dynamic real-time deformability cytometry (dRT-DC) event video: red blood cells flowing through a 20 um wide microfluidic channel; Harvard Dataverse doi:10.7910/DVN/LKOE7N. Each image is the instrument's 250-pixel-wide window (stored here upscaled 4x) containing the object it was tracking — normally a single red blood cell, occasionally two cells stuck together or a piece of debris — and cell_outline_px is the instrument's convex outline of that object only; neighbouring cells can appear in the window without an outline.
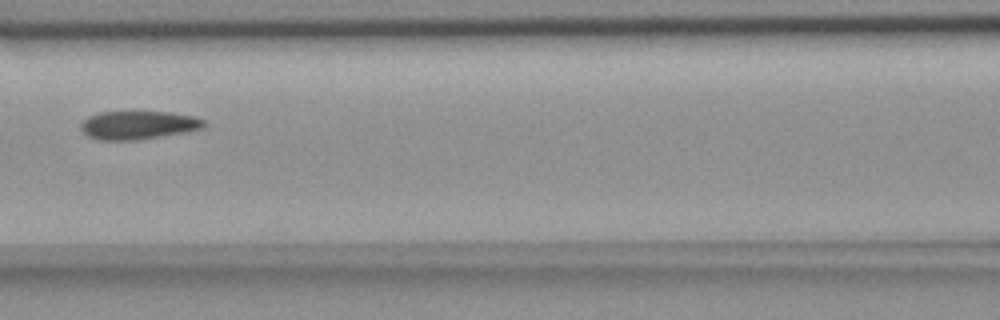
{"species": "common noctule bat (a hibernating species)", "species_latin": "Nyctalus noctula", "temperature_condition": "room temperature", "stored_images_in_passage": 6, "camera_frame_rate_fps": 3000, "um_per_image_px": 0.085, "animal": {"sex": "female", "body_mass_g": 18.4}, "frame": {"image": 1, "passage_image": 4, "time_ms": 3.333, "image_size_px": [1000, 320], "cell_outline_px": [[208, 124], [204, 128], [184, 132], [136, 140], [100, 140], [88, 136], [80, 128], [80, 124], [88, 116], [100, 112], [172, 112], [192, 116], [204, 120]], "centroid_in_image_um": [11.75, 10.63], "position_along_channel_um": 154.8, "area_um2": 20.29}}
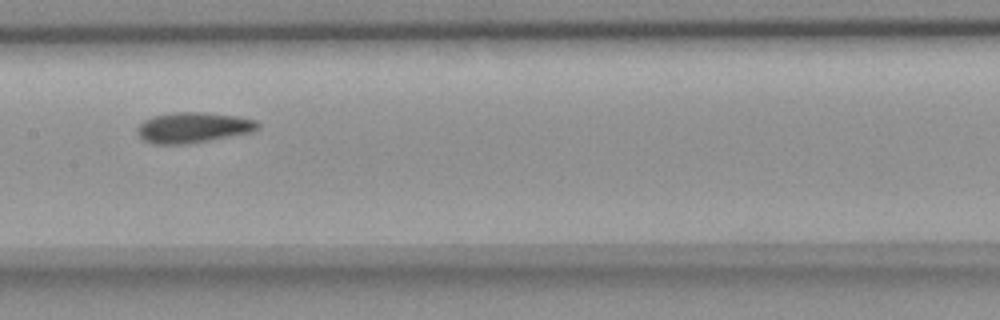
{"frame": {"image": 2, "passage_image": 5, "time_ms": 4.333, "image_size_px": [1000, 320], "cell_outline_px": [[260, 128], [252, 132], [188, 144], [156, 144], [144, 140], [136, 132], [136, 128], [144, 120], [152, 116], [172, 112], [204, 112], [236, 116], [256, 120], [260, 124]], "centroid_in_image_um": [16.41, 10.83], "position_along_channel_um": 191.0, "area_um2": 21.5}}
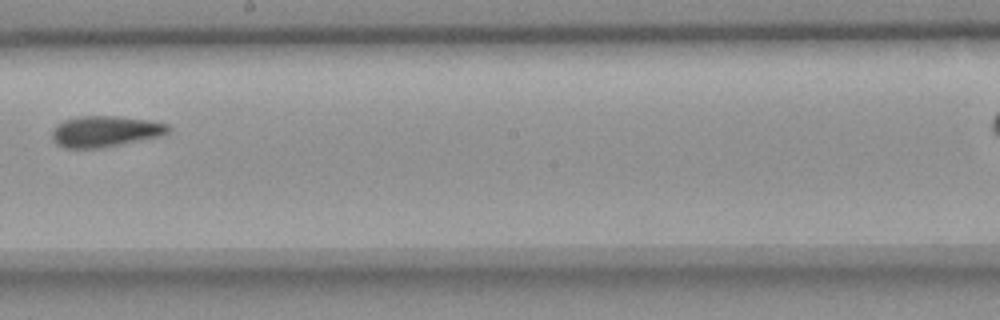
{"frame": {"image": 3, "passage_image": 6, "time_ms": 5.667, "image_size_px": [1000, 320], "cell_outline_px": [[172, 128], [168, 132], [160, 136], [100, 148], [64, 148], [56, 144], [52, 140], [52, 128], [56, 124], [64, 120], [80, 116], [116, 116], [148, 120], [168, 124]], "centroid_in_image_um": [8.9, 11.16], "position_along_channel_um": 239.3, "area_um2": 21.04}}